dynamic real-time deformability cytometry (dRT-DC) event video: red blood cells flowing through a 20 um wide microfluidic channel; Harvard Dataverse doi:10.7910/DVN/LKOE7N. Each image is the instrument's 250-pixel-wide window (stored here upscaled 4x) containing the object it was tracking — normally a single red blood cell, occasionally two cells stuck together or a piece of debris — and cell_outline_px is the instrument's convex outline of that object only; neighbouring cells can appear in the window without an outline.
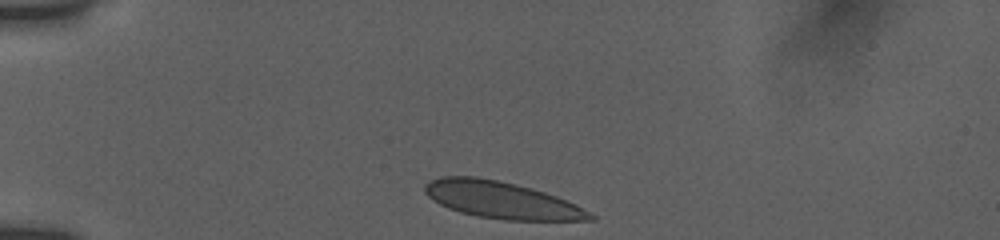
{"species": "human", "species_latin": "Homo sapiens", "temperature_condition": "room temperature", "stored_images_in_passage": 9, "camera_frame_rate_fps": 3000, "um_per_image_px": 0.085, "donor": {"sex": "female"}, "frame": {"image": 1, "passage_image": 1, "time_ms": 0.0, "image_size_px": [1000, 240], "cell_outline_px": [[596, 220], [504, 220], [476, 216], [460, 212], [448, 208], [432, 200], [424, 192], [424, 184], [428, 180], [440, 176], [476, 176], [516, 184], [532, 188], [556, 196], [596, 216]], "centroid_in_image_um": [42.54, 16.99], "position_along_channel_um": 42.5, "area_um2": 35.37}}
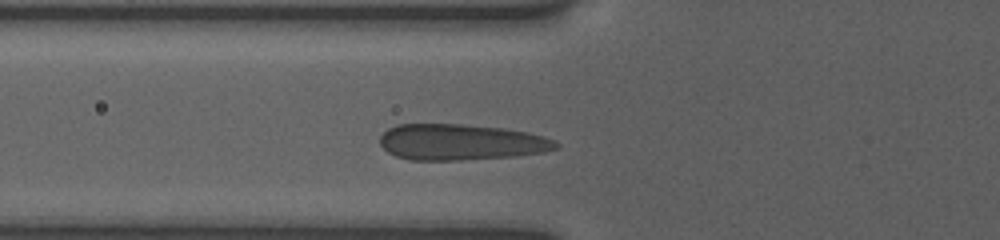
{"frame": {"image": 2, "passage_image": 6, "time_ms": 2.333, "image_size_px": [1000, 240], "cell_outline_px": [[560, 148], [544, 152], [516, 156], [460, 160], [412, 160], [396, 156], [388, 152], [380, 144], [380, 136], [388, 128], [396, 124], [460, 124], [504, 128], [528, 132], [544, 136], [556, 140], [560, 144]], "centroid_in_image_um": [39.22, 12.08], "position_along_channel_um": 86.6, "area_um2": 37.22}}
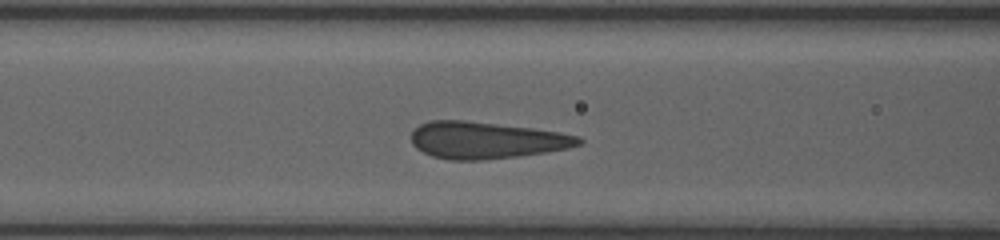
{"frame": {"image": 3, "passage_image": 8, "time_ms": 3.333, "image_size_px": [1000, 240], "cell_outline_px": [[584, 140], [580, 144], [568, 148], [520, 156], [480, 160], [448, 160], [432, 156], [416, 148], [412, 144], [412, 132], [420, 124], [428, 120], [464, 120], [532, 128], [560, 132], [580, 136]], "centroid_in_image_um": [41.32, 11.91], "position_along_channel_um": 125.3, "area_um2": 35.95}}